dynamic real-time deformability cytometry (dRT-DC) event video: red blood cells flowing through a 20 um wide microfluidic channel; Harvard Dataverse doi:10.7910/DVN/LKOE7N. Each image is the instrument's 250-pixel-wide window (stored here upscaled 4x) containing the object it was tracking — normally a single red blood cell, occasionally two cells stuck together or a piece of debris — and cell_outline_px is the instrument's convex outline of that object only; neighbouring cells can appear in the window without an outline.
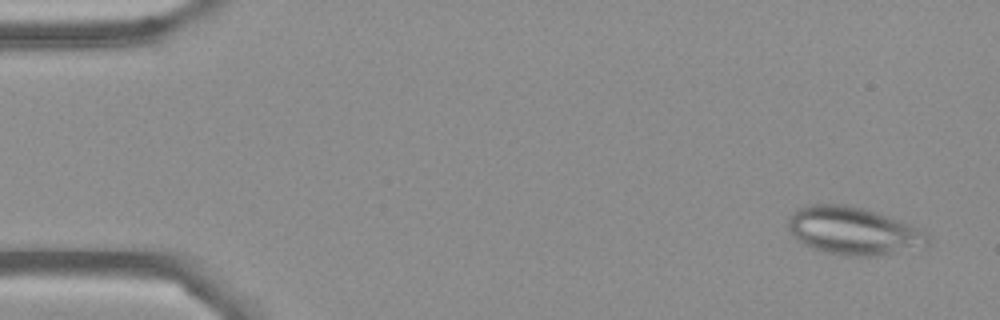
{"species": "Egyptian fruit bat (a non-hibernating species)", "species_latin": "Rousettus aegyptiacus", "temperature_condition": "cold", "stored_images_in_passage": 8, "segment_of_instrument_passage": [1, 2], "camera_frame_rate_fps": 3000, "um_per_image_px": 0.085, "frame": {"image": 1, "passage_image": 1, "time_ms": 0.0, "image_size_px": [1000, 320], "cell_outline_px": [[932, 236], [928, 244], [924, 248], [872, 256], [844, 256], [824, 252], [812, 248], [804, 244], [788, 228], [788, 216], [792, 212], [804, 204], [844, 204], [864, 208], [924, 228]], "centroid_in_image_um": [72.61, 19.62], "position_along_channel_um": 12.4, "area_um2": 39.54}}